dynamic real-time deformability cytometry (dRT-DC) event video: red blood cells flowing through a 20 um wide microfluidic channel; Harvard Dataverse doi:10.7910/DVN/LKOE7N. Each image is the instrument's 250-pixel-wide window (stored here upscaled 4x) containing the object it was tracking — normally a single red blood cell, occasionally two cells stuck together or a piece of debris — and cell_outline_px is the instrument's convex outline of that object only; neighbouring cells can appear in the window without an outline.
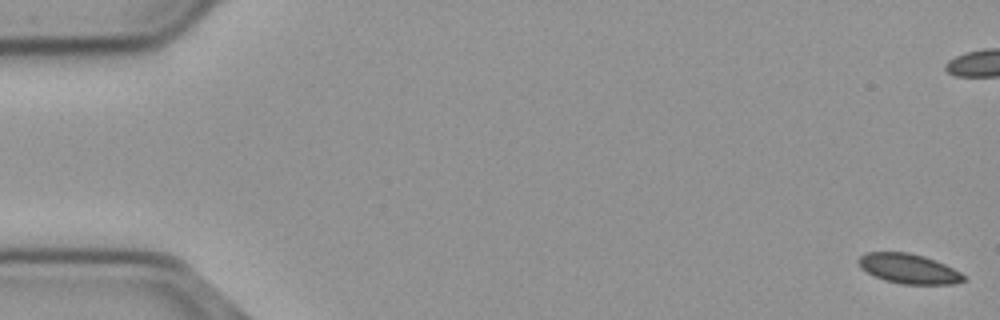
{"species": "common noctule bat (a hibernating species)", "species_latin": "Nyctalus noctula", "temperature_condition": "cold", "stored_images_in_passage": 13, "camera_frame_rate_fps": 3000, "um_per_image_px": 0.085, "animal": {"sex": "male", "body_mass_g": 23.1, "forearm_length_mm": 52.7}, "frame": {"image": 1, "passage_image": 1, "time_ms": 0.0, "image_size_px": [1000, 320], "cell_outline_px": [[968, 280], [956, 284], [900, 284], [884, 280], [860, 268], [856, 260], [864, 252], [908, 252], [924, 256], [936, 260], [968, 276]], "centroid_in_image_um": [77.26, 22.84], "position_along_channel_um": 7.7, "area_um2": 18.5}}